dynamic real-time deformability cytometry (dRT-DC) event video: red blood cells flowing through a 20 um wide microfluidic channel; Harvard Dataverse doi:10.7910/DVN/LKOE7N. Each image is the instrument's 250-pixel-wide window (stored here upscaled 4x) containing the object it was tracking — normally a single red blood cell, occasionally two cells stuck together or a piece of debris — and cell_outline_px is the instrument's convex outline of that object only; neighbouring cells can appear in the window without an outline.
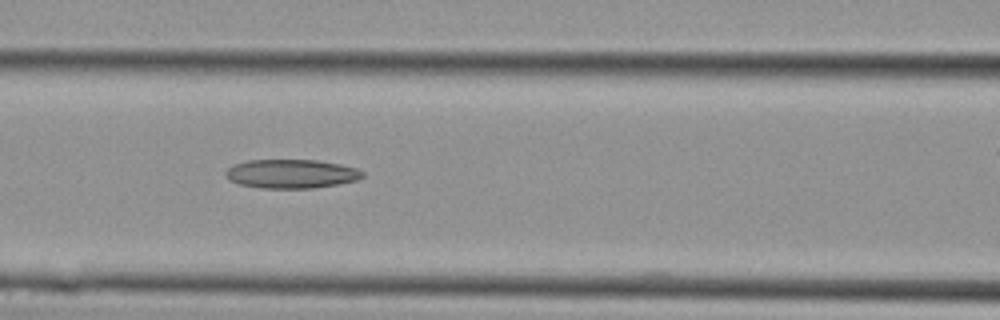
{"species": "Egyptian fruit bat (a non-hibernating species)", "species_latin": "Rousettus aegyptiacus", "temperature_condition": "cold", "stored_images_in_passage": 18, "camera_frame_rate_fps": 3000, "um_per_image_px": 0.085, "animal": {"sex": "female"}, "frame": {"image": 1, "passage_image": 6, "time_ms": 1.667, "image_size_px": [1000, 320], "cell_outline_px": [[364, 176], [356, 180], [336, 184], [312, 188], [260, 188], [240, 184], [224, 176], [224, 172], [232, 164], [248, 160], [316, 160], [340, 164], [356, 168], [364, 172]], "centroid_in_image_um": [24.73, 14.76], "position_along_channel_um": 141.9, "area_um2": 23.0}}
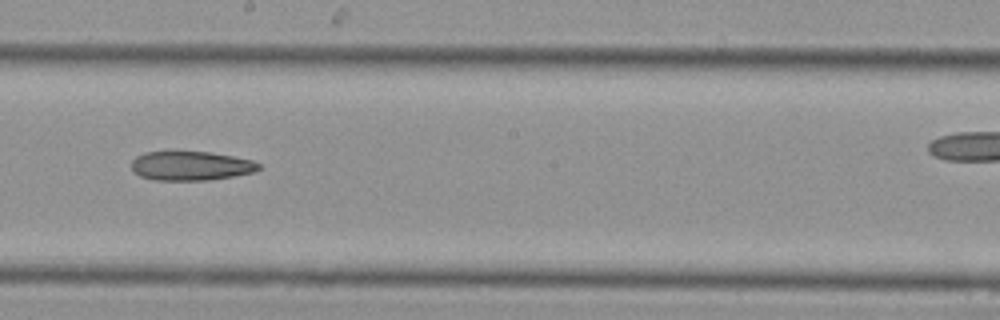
{"frame": {"image": 2, "passage_image": 10, "time_ms": 3.0, "image_size_px": [1000, 320], "cell_outline_px": [[260, 168], [256, 172], [208, 180], [152, 180], [140, 176], [132, 172], [132, 160], [136, 156], [144, 152], [208, 152], [232, 156], [252, 160], [260, 164]], "centroid_in_image_um": [16.2, 14.1], "position_along_channel_um": 232.0, "area_um2": 21.62}}
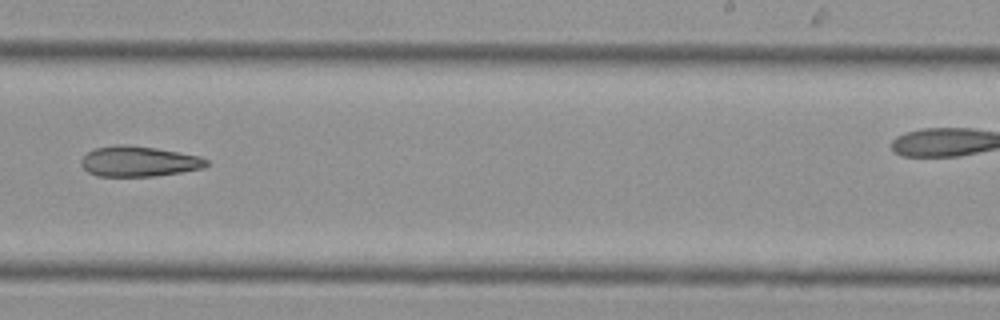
{"frame": {"image": 3, "passage_image": 12, "time_ms": 3.667, "image_size_px": [1000, 320], "cell_outline_px": [[208, 164], [204, 168], [156, 176], [96, 176], [88, 172], [80, 164], [80, 160], [88, 152], [96, 148], [116, 144], [120, 144], [156, 148], [200, 156], [208, 160]], "centroid_in_image_um": [11.79, 13.72], "position_along_channel_um": 277.2, "area_um2": 22.14}}